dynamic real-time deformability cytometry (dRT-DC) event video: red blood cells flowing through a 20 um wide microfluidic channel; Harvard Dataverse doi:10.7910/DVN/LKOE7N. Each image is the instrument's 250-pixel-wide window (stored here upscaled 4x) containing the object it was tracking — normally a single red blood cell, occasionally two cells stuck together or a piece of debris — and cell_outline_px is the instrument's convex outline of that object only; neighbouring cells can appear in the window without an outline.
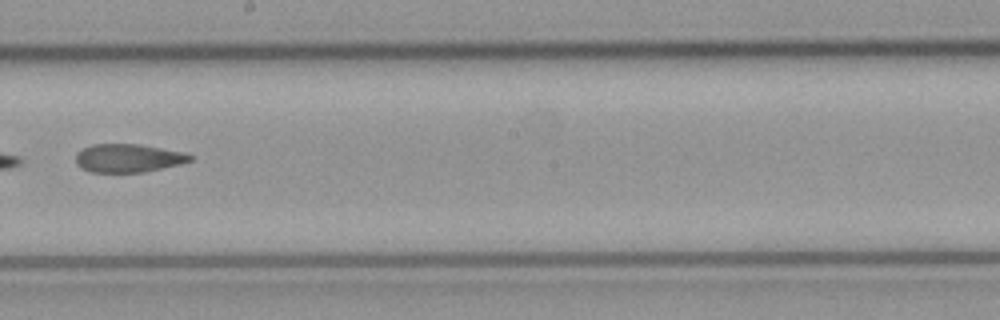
{"species": "common noctule bat (a hibernating species)", "species_latin": "Nyctalus noctula", "temperature_condition": "cold", "stored_images_in_passage": 10, "camera_frame_rate_fps": 3000, "um_per_image_px": 0.085, "animal": {"sex": "male", "body_mass_g": 23.1, "forearm_length_mm": 52.7}, "frame": {"image": 1, "passage_image": 9, "time_ms": 2.667, "image_size_px": [1000, 320], "cell_outline_px": [[192, 160], [180, 164], [144, 172], [92, 172], [76, 164], [76, 156], [84, 148], [92, 144], [140, 144], [184, 152], [192, 156]], "centroid_in_image_um": [10.93, 13.43], "position_along_channel_um": 237.3, "area_um2": 18.67}}
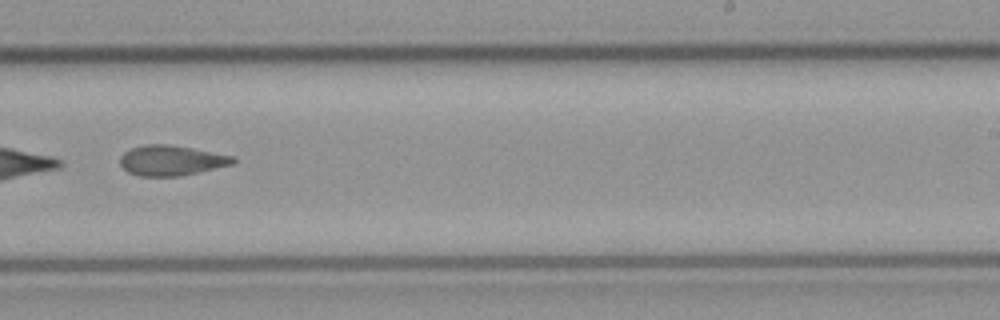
{"frame": {"image": 2, "passage_image": 10, "time_ms": 3.0, "image_size_px": [1000, 320], "cell_outline_px": [[236, 160], [232, 164], [180, 176], [136, 176], [128, 172], [120, 164], [120, 156], [124, 152], [132, 148], [144, 144], [168, 144], [192, 148], [236, 156]], "centroid_in_image_um": [14.55, 13.63], "position_along_channel_um": 274.5, "area_um2": 19.88}}